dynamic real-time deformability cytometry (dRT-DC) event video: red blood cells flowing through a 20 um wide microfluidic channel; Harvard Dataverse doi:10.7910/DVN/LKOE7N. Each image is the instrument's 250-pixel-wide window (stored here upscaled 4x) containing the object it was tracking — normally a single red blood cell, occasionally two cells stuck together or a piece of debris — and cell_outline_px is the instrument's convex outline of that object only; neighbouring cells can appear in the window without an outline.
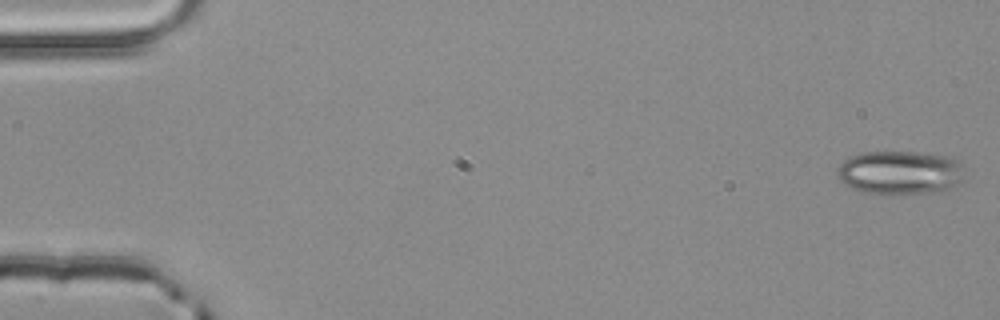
{"species": "common noctule bat (a hibernating species)", "species_latin": "Nyctalus noctula", "temperature_condition": "room temperature", "stored_images_in_passage": 4, "camera_frame_rate_fps": 3000, "um_per_image_px": 0.085, "animal": {"sex": "male", "body_mass_g": 20.4}, "frame": {"image": 1, "passage_image": 1, "time_ms": 0.0, "image_size_px": [1000, 320], "cell_outline_px": [[964, 180], [952, 192], [904, 196], [860, 192], [844, 184], [836, 176], [836, 172], [840, 164], [848, 156], [864, 152], [916, 152], [952, 156], [964, 160]], "centroid_in_image_um": [76.64, 14.71], "position_along_channel_um": 8.4, "area_um2": 34.45}}